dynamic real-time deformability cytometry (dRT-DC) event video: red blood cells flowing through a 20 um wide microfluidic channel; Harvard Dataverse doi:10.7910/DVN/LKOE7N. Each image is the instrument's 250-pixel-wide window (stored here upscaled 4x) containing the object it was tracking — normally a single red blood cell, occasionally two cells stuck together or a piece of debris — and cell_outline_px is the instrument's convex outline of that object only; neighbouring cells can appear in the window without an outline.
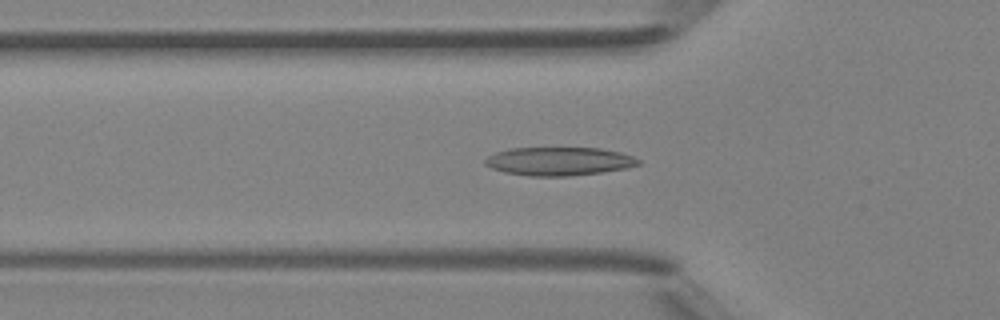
{"species": "Egyptian fruit bat (a non-hibernating species)", "species_latin": "Rousettus aegyptiacus", "temperature_condition": "room temperature", "stored_images_in_passage": 47, "camera_frame_rate_fps": 3000, "um_per_image_px": 0.085, "animal": {"sex": "female"}, "frame": {"image": 1, "passage_image": 15, "time_ms": 4.667, "image_size_px": [1000, 320], "cell_outline_px": [[640, 164], [628, 168], [600, 172], [568, 176], [528, 176], [504, 172], [492, 168], [484, 164], [484, 160], [488, 156], [496, 152], [508, 148], [600, 148], [620, 152], [632, 156], [640, 160]], "centroid_in_image_um": [47.5, 13.71], "position_along_channel_um": 78.3, "area_um2": 25.37}}
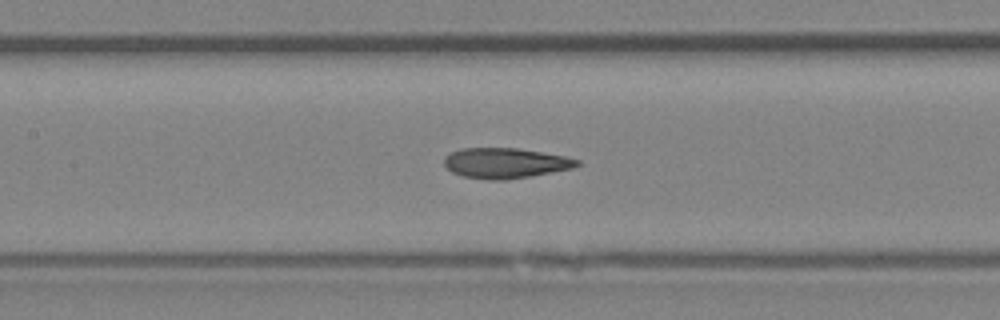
{"frame": {"image": 2, "passage_image": 21, "time_ms": 6.667, "image_size_px": [1000, 320], "cell_outline_px": [[580, 164], [572, 168], [552, 172], [504, 180], [492, 180], [464, 176], [452, 172], [444, 164], [444, 156], [460, 148], [516, 148], [564, 156], [580, 160]], "centroid_in_image_um": [42.93, 13.85], "position_along_channel_um": 164.5, "area_um2": 23.18}}
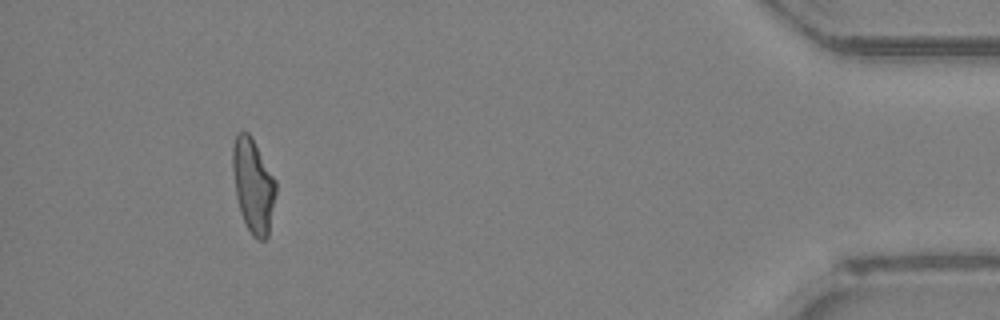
{"frame": {"image": 3, "passage_image": 43, "time_ms": 14.0, "image_size_px": [1000, 320], "cell_outline_px": [[276, 192], [268, 236], [264, 240], [256, 240], [252, 236], [244, 224], [240, 212], [236, 196], [232, 168], [232, 148], [236, 132], [248, 132], [276, 180]], "centroid_in_image_um": [21.5, 15.81], "position_along_channel_um": 413.7, "area_um2": 23.7}, "authors_computed_cell_mechanics": {"area_um2": 23.8136, "velocity_mm_per_s": 4.3035, "shape_relaxation_time_tau1_ms": 9.4676, "shape_relaxation_time_tau2_ms": 2.2805, "deformation_change_tau1": 0.2591, "deformation_change_tau2": 0.0897}}